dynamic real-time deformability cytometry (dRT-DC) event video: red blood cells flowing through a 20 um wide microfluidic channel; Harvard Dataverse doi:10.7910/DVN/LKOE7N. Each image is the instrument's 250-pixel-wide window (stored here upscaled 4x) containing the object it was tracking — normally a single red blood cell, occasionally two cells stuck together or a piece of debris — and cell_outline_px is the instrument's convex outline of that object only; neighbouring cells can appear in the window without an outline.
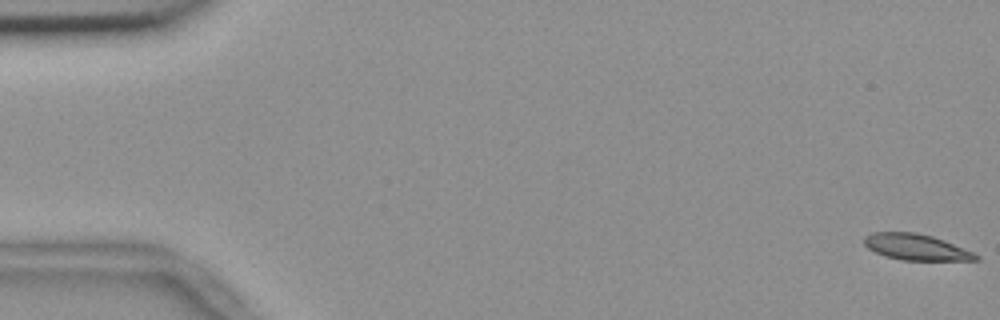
{"species": "common noctule bat (a hibernating species)", "species_latin": "Nyctalus noctula", "temperature_condition": "room temperature", "stored_images_in_passage": 56, "camera_frame_rate_fps": 3000, "um_per_image_px": 0.085, "animal": {"sex": "female", "body_mass_g": 18.4}, "frame": {"image": 1, "passage_image": 1, "time_ms": 0.0, "image_size_px": [1000, 320], "cell_outline_px": [[980, 260], [900, 260], [876, 252], [868, 248], [864, 244], [864, 236], [872, 232], [916, 232], [932, 236], [944, 240], [972, 252], [980, 256]], "centroid_in_image_um": [77.86, 20.99], "position_along_channel_um": 7.1, "area_um2": 16.82}}
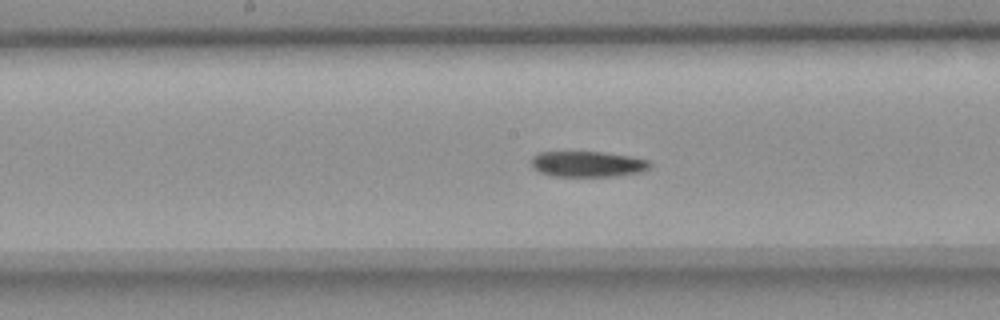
{"frame": {"image": 2, "passage_image": 29, "time_ms": 9.333, "image_size_px": [1000, 320], "cell_outline_px": [[652, 164], [648, 168], [640, 172], [616, 176], [552, 176], [540, 172], [532, 168], [532, 156], [540, 152], [604, 152], [632, 156], [648, 160]], "centroid_in_image_um": [49.95, 13.94], "position_along_channel_um": 198.2, "area_um2": 17.8}}
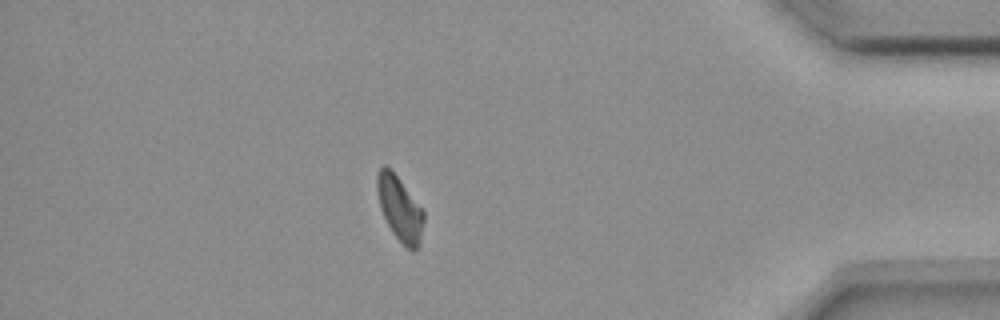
{"frame": {"image": 3, "passage_image": 49, "time_ms": 16.0, "image_size_px": [1000, 320], "cell_outline_px": [[424, 220], [420, 244], [412, 252], [392, 232], [380, 208], [376, 188], [376, 176], [380, 168], [384, 164], [392, 168], [424, 212]], "centroid_in_image_um": [33.96, 17.68], "position_along_channel_um": 401.2, "area_um2": 17.51}}